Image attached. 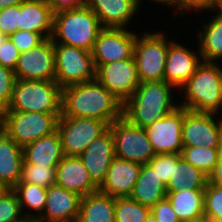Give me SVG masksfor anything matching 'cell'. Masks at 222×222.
Returning <instances> with one entry per match:
<instances>
[{"label":"cell","instance_id":"1","mask_svg":"<svg viewBox=\"0 0 222 222\" xmlns=\"http://www.w3.org/2000/svg\"><path fill=\"white\" fill-rule=\"evenodd\" d=\"M61 115L95 118L110 126L123 116V103L95 78L62 88Z\"/></svg>","mask_w":222,"mask_h":222},{"label":"cell","instance_id":"2","mask_svg":"<svg viewBox=\"0 0 222 222\" xmlns=\"http://www.w3.org/2000/svg\"><path fill=\"white\" fill-rule=\"evenodd\" d=\"M173 89L175 87L165 81L140 83L123 104V117L131 124L145 129L179 107L174 102Z\"/></svg>","mask_w":222,"mask_h":222},{"label":"cell","instance_id":"3","mask_svg":"<svg viewBox=\"0 0 222 222\" xmlns=\"http://www.w3.org/2000/svg\"><path fill=\"white\" fill-rule=\"evenodd\" d=\"M181 91H184L182 98L185 100L178 101L179 107L221 115L222 72L219 63L202 61L191 78L179 88L178 92Z\"/></svg>","mask_w":222,"mask_h":222},{"label":"cell","instance_id":"4","mask_svg":"<svg viewBox=\"0 0 222 222\" xmlns=\"http://www.w3.org/2000/svg\"><path fill=\"white\" fill-rule=\"evenodd\" d=\"M102 29L97 15L83 5L54 13L51 40L91 52Z\"/></svg>","mask_w":222,"mask_h":222},{"label":"cell","instance_id":"5","mask_svg":"<svg viewBox=\"0 0 222 222\" xmlns=\"http://www.w3.org/2000/svg\"><path fill=\"white\" fill-rule=\"evenodd\" d=\"M62 88L55 80L16 79L4 111L61 113Z\"/></svg>","mask_w":222,"mask_h":222},{"label":"cell","instance_id":"6","mask_svg":"<svg viewBox=\"0 0 222 222\" xmlns=\"http://www.w3.org/2000/svg\"><path fill=\"white\" fill-rule=\"evenodd\" d=\"M166 31L138 34L134 45V59L141 83L164 81L165 63L169 44Z\"/></svg>","mask_w":222,"mask_h":222},{"label":"cell","instance_id":"7","mask_svg":"<svg viewBox=\"0 0 222 222\" xmlns=\"http://www.w3.org/2000/svg\"><path fill=\"white\" fill-rule=\"evenodd\" d=\"M61 113L3 111L2 130L24 147L57 130Z\"/></svg>","mask_w":222,"mask_h":222},{"label":"cell","instance_id":"8","mask_svg":"<svg viewBox=\"0 0 222 222\" xmlns=\"http://www.w3.org/2000/svg\"><path fill=\"white\" fill-rule=\"evenodd\" d=\"M54 49L55 81L61 88L96 78L91 52L60 43H54Z\"/></svg>","mask_w":222,"mask_h":222},{"label":"cell","instance_id":"9","mask_svg":"<svg viewBox=\"0 0 222 222\" xmlns=\"http://www.w3.org/2000/svg\"><path fill=\"white\" fill-rule=\"evenodd\" d=\"M109 127L114 139L115 157L143 165L156 155L144 128L131 124L123 116Z\"/></svg>","mask_w":222,"mask_h":222},{"label":"cell","instance_id":"10","mask_svg":"<svg viewBox=\"0 0 222 222\" xmlns=\"http://www.w3.org/2000/svg\"><path fill=\"white\" fill-rule=\"evenodd\" d=\"M109 125L95 118L60 116L57 123L65 156H80Z\"/></svg>","mask_w":222,"mask_h":222},{"label":"cell","instance_id":"11","mask_svg":"<svg viewBox=\"0 0 222 222\" xmlns=\"http://www.w3.org/2000/svg\"><path fill=\"white\" fill-rule=\"evenodd\" d=\"M218 115L184 108L182 145L222 148V116Z\"/></svg>","mask_w":222,"mask_h":222},{"label":"cell","instance_id":"12","mask_svg":"<svg viewBox=\"0 0 222 222\" xmlns=\"http://www.w3.org/2000/svg\"><path fill=\"white\" fill-rule=\"evenodd\" d=\"M136 39V31L129 28H103L91 51L95 68L99 65L132 58Z\"/></svg>","mask_w":222,"mask_h":222},{"label":"cell","instance_id":"13","mask_svg":"<svg viewBox=\"0 0 222 222\" xmlns=\"http://www.w3.org/2000/svg\"><path fill=\"white\" fill-rule=\"evenodd\" d=\"M96 79L123 104L141 83L134 56L99 65L96 68Z\"/></svg>","mask_w":222,"mask_h":222},{"label":"cell","instance_id":"14","mask_svg":"<svg viewBox=\"0 0 222 222\" xmlns=\"http://www.w3.org/2000/svg\"><path fill=\"white\" fill-rule=\"evenodd\" d=\"M14 73L16 79L55 80V49L51 38L21 52Z\"/></svg>","mask_w":222,"mask_h":222},{"label":"cell","instance_id":"15","mask_svg":"<svg viewBox=\"0 0 222 222\" xmlns=\"http://www.w3.org/2000/svg\"><path fill=\"white\" fill-rule=\"evenodd\" d=\"M184 108L177 107L167 116L145 128L155 154H181Z\"/></svg>","mask_w":222,"mask_h":222},{"label":"cell","instance_id":"16","mask_svg":"<svg viewBox=\"0 0 222 222\" xmlns=\"http://www.w3.org/2000/svg\"><path fill=\"white\" fill-rule=\"evenodd\" d=\"M202 61L199 49L195 52L185 44L173 40L166 56L164 81L176 88L174 92L179 90L196 72Z\"/></svg>","mask_w":222,"mask_h":222},{"label":"cell","instance_id":"17","mask_svg":"<svg viewBox=\"0 0 222 222\" xmlns=\"http://www.w3.org/2000/svg\"><path fill=\"white\" fill-rule=\"evenodd\" d=\"M79 157L91 180L100 187L115 158L114 139L110 127L96 137Z\"/></svg>","mask_w":222,"mask_h":222},{"label":"cell","instance_id":"18","mask_svg":"<svg viewBox=\"0 0 222 222\" xmlns=\"http://www.w3.org/2000/svg\"><path fill=\"white\" fill-rule=\"evenodd\" d=\"M80 200L77 193L52 185L47 188L45 209L34 222H76Z\"/></svg>","mask_w":222,"mask_h":222},{"label":"cell","instance_id":"19","mask_svg":"<svg viewBox=\"0 0 222 222\" xmlns=\"http://www.w3.org/2000/svg\"><path fill=\"white\" fill-rule=\"evenodd\" d=\"M142 164L115 157L99 191L112 197H129L140 175Z\"/></svg>","mask_w":222,"mask_h":222},{"label":"cell","instance_id":"20","mask_svg":"<svg viewBox=\"0 0 222 222\" xmlns=\"http://www.w3.org/2000/svg\"><path fill=\"white\" fill-rule=\"evenodd\" d=\"M86 5L97 15L103 28L128 29L142 9L136 0H86Z\"/></svg>","mask_w":222,"mask_h":222},{"label":"cell","instance_id":"21","mask_svg":"<svg viewBox=\"0 0 222 222\" xmlns=\"http://www.w3.org/2000/svg\"><path fill=\"white\" fill-rule=\"evenodd\" d=\"M57 186L84 197L98 191L99 187L91 180L79 156H64L56 166Z\"/></svg>","mask_w":222,"mask_h":222},{"label":"cell","instance_id":"22","mask_svg":"<svg viewBox=\"0 0 222 222\" xmlns=\"http://www.w3.org/2000/svg\"><path fill=\"white\" fill-rule=\"evenodd\" d=\"M54 12L48 0H26L20 4V31L40 34L49 39L53 33Z\"/></svg>","mask_w":222,"mask_h":222},{"label":"cell","instance_id":"23","mask_svg":"<svg viewBox=\"0 0 222 222\" xmlns=\"http://www.w3.org/2000/svg\"><path fill=\"white\" fill-rule=\"evenodd\" d=\"M23 149L3 130L0 132V183L12 189L21 179Z\"/></svg>","mask_w":222,"mask_h":222},{"label":"cell","instance_id":"24","mask_svg":"<svg viewBox=\"0 0 222 222\" xmlns=\"http://www.w3.org/2000/svg\"><path fill=\"white\" fill-rule=\"evenodd\" d=\"M23 163L57 166L65 156L58 131L46 135L23 148Z\"/></svg>","mask_w":222,"mask_h":222},{"label":"cell","instance_id":"25","mask_svg":"<svg viewBox=\"0 0 222 222\" xmlns=\"http://www.w3.org/2000/svg\"><path fill=\"white\" fill-rule=\"evenodd\" d=\"M166 196V185L161 178L149 164H143L133 192L129 197L143 206L152 208Z\"/></svg>","mask_w":222,"mask_h":222},{"label":"cell","instance_id":"26","mask_svg":"<svg viewBox=\"0 0 222 222\" xmlns=\"http://www.w3.org/2000/svg\"><path fill=\"white\" fill-rule=\"evenodd\" d=\"M204 191L205 189H181L167 192L166 198L181 222H193L204 218Z\"/></svg>","mask_w":222,"mask_h":222},{"label":"cell","instance_id":"27","mask_svg":"<svg viewBox=\"0 0 222 222\" xmlns=\"http://www.w3.org/2000/svg\"><path fill=\"white\" fill-rule=\"evenodd\" d=\"M76 222H115V197L99 190L81 197Z\"/></svg>","mask_w":222,"mask_h":222},{"label":"cell","instance_id":"28","mask_svg":"<svg viewBox=\"0 0 222 222\" xmlns=\"http://www.w3.org/2000/svg\"><path fill=\"white\" fill-rule=\"evenodd\" d=\"M207 23L202 21L201 29L197 32L196 45L199 48L201 58L204 62L219 63L222 58V17L219 14H214Z\"/></svg>","mask_w":222,"mask_h":222},{"label":"cell","instance_id":"29","mask_svg":"<svg viewBox=\"0 0 222 222\" xmlns=\"http://www.w3.org/2000/svg\"><path fill=\"white\" fill-rule=\"evenodd\" d=\"M208 177L190 163L185 162L180 154H173V172L166 185L167 192L181 189H205Z\"/></svg>","mask_w":222,"mask_h":222},{"label":"cell","instance_id":"30","mask_svg":"<svg viewBox=\"0 0 222 222\" xmlns=\"http://www.w3.org/2000/svg\"><path fill=\"white\" fill-rule=\"evenodd\" d=\"M12 190L17 195L23 215L29 222H34L45 209L47 188L35 184L17 183Z\"/></svg>","mask_w":222,"mask_h":222},{"label":"cell","instance_id":"31","mask_svg":"<svg viewBox=\"0 0 222 222\" xmlns=\"http://www.w3.org/2000/svg\"><path fill=\"white\" fill-rule=\"evenodd\" d=\"M221 148L183 146L181 158L203 172L208 178L213 173Z\"/></svg>","mask_w":222,"mask_h":222},{"label":"cell","instance_id":"32","mask_svg":"<svg viewBox=\"0 0 222 222\" xmlns=\"http://www.w3.org/2000/svg\"><path fill=\"white\" fill-rule=\"evenodd\" d=\"M151 208L130 197H115V222H144Z\"/></svg>","mask_w":222,"mask_h":222},{"label":"cell","instance_id":"33","mask_svg":"<svg viewBox=\"0 0 222 222\" xmlns=\"http://www.w3.org/2000/svg\"><path fill=\"white\" fill-rule=\"evenodd\" d=\"M56 166H38L36 164H22L21 179L19 183H29L49 188L55 185Z\"/></svg>","mask_w":222,"mask_h":222},{"label":"cell","instance_id":"34","mask_svg":"<svg viewBox=\"0 0 222 222\" xmlns=\"http://www.w3.org/2000/svg\"><path fill=\"white\" fill-rule=\"evenodd\" d=\"M204 218L222 222V186L209 181L204 191Z\"/></svg>","mask_w":222,"mask_h":222},{"label":"cell","instance_id":"35","mask_svg":"<svg viewBox=\"0 0 222 222\" xmlns=\"http://www.w3.org/2000/svg\"><path fill=\"white\" fill-rule=\"evenodd\" d=\"M0 222H29L23 215L16 193L6 189L0 195Z\"/></svg>","mask_w":222,"mask_h":222},{"label":"cell","instance_id":"36","mask_svg":"<svg viewBox=\"0 0 222 222\" xmlns=\"http://www.w3.org/2000/svg\"><path fill=\"white\" fill-rule=\"evenodd\" d=\"M219 0H173L172 1V11L177 13V15L185 16L187 12H200L205 10L206 13L212 10L214 11ZM190 9V10H189Z\"/></svg>","mask_w":222,"mask_h":222},{"label":"cell","instance_id":"37","mask_svg":"<svg viewBox=\"0 0 222 222\" xmlns=\"http://www.w3.org/2000/svg\"><path fill=\"white\" fill-rule=\"evenodd\" d=\"M16 76L13 70L0 65V109L6 110L10 104Z\"/></svg>","mask_w":222,"mask_h":222},{"label":"cell","instance_id":"38","mask_svg":"<svg viewBox=\"0 0 222 222\" xmlns=\"http://www.w3.org/2000/svg\"><path fill=\"white\" fill-rule=\"evenodd\" d=\"M20 4L0 10V33L10 37L19 30Z\"/></svg>","mask_w":222,"mask_h":222},{"label":"cell","instance_id":"39","mask_svg":"<svg viewBox=\"0 0 222 222\" xmlns=\"http://www.w3.org/2000/svg\"><path fill=\"white\" fill-rule=\"evenodd\" d=\"M148 164L155 170L162 182L167 185L173 172V154H157Z\"/></svg>","mask_w":222,"mask_h":222},{"label":"cell","instance_id":"40","mask_svg":"<svg viewBox=\"0 0 222 222\" xmlns=\"http://www.w3.org/2000/svg\"><path fill=\"white\" fill-rule=\"evenodd\" d=\"M9 38L18 48V51L20 53L37 47L45 40L40 34L25 30H18L13 33Z\"/></svg>","mask_w":222,"mask_h":222},{"label":"cell","instance_id":"41","mask_svg":"<svg viewBox=\"0 0 222 222\" xmlns=\"http://www.w3.org/2000/svg\"><path fill=\"white\" fill-rule=\"evenodd\" d=\"M20 52L14 43L8 38L0 46V65L15 70L19 60Z\"/></svg>","mask_w":222,"mask_h":222},{"label":"cell","instance_id":"42","mask_svg":"<svg viewBox=\"0 0 222 222\" xmlns=\"http://www.w3.org/2000/svg\"><path fill=\"white\" fill-rule=\"evenodd\" d=\"M151 213L159 222H181L167 198L158 201L151 208Z\"/></svg>","mask_w":222,"mask_h":222},{"label":"cell","instance_id":"43","mask_svg":"<svg viewBox=\"0 0 222 222\" xmlns=\"http://www.w3.org/2000/svg\"><path fill=\"white\" fill-rule=\"evenodd\" d=\"M54 13L86 5V0H48Z\"/></svg>","mask_w":222,"mask_h":222},{"label":"cell","instance_id":"44","mask_svg":"<svg viewBox=\"0 0 222 222\" xmlns=\"http://www.w3.org/2000/svg\"><path fill=\"white\" fill-rule=\"evenodd\" d=\"M208 181L222 186V148L220 149L219 159L213 173L208 178Z\"/></svg>","mask_w":222,"mask_h":222},{"label":"cell","instance_id":"45","mask_svg":"<svg viewBox=\"0 0 222 222\" xmlns=\"http://www.w3.org/2000/svg\"><path fill=\"white\" fill-rule=\"evenodd\" d=\"M25 1L26 0H0V10L10 6L22 4Z\"/></svg>","mask_w":222,"mask_h":222},{"label":"cell","instance_id":"46","mask_svg":"<svg viewBox=\"0 0 222 222\" xmlns=\"http://www.w3.org/2000/svg\"><path fill=\"white\" fill-rule=\"evenodd\" d=\"M136 1L138 2V4H139L140 7H141V5L143 4V3H142V0H136ZM143 1H144V0H143ZM149 1H150V2L153 1L154 4H155V3L158 4V5H159V4H162L163 7L166 6L167 8H168V7L170 8V7L172 6V1H173V0H149Z\"/></svg>","mask_w":222,"mask_h":222},{"label":"cell","instance_id":"47","mask_svg":"<svg viewBox=\"0 0 222 222\" xmlns=\"http://www.w3.org/2000/svg\"><path fill=\"white\" fill-rule=\"evenodd\" d=\"M217 11V14H219L222 17V0L218 1V4L214 10V12Z\"/></svg>","mask_w":222,"mask_h":222},{"label":"cell","instance_id":"48","mask_svg":"<svg viewBox=\"0 0 222 222\" xmlns=\"http://www.w3.org/2000/svg\"><path fill=\"white\" fill-rule=\"evenodd\" d=\"M144 222H159V221L155 218V216L152 213H150Z\"/></svg>","mask_w":222,"mask_h":222},{"label":"cell","instance_id":"49","mask_svg":"<svg viewBox=\"0 0 222 222\" xmlns=\"http://www.w3.org/2000/svg\"><path fill=\"white\" fill-rule=\"evenodd\" d=\"M9 37L0 33V46L5 42Z\"/></svg>","mask_w":222,"mask_h":222},{"label":"cell","instance_id":"50","mask_svg":"<svg viewBox=\"0 0 222 222\" xmlns=\"http://www.w3.org/2000/svg\"><path fill=\"white\" fill-rule=\"evenodd\" d=\"M3 111L0 109V132L2 131Z\"/></svg>","mask_w":222,"mask_h":222},{"label":"cell","instance_id":"51","mask_svg":"<svg viewBox=\"0 0 222 222\" xmlns=\"http://www.w3.org/2000/svg\"><path fill=\"white\" fill-rule=\"evenodd\" d=\"M7 188L2 184L0 183V195L6 190Z\"/></svg>","mask_w":222,"mask_h":222},{"label":"cell","instance_id":"52","mask_svg":"<svg viewBox=\"0 0 222 222\" xmlns=\"http://www.w3.org/2000/svg\"><path fill=\"white\" fill-rule=\"evenodd\" d=\"M193 222H212L211 220H208V219H201V220H198V221H193Z\"/></svg>","mask_w":222,"mask_h":222},{"label":"cell","instance_id":"53","mask_svg":"<svg viewBox=\"0 0 222 222\" xmlns=\"http://www.w3.org/2000/svg\"><path fill=\"white\" fill-rule=\"evenodd\" d=\"M222 63V58L219 60ZM219 64L220 68H221V72H222V64Z\"/></svg>","mask_w":222,"mask_h":222}]
</instances>
